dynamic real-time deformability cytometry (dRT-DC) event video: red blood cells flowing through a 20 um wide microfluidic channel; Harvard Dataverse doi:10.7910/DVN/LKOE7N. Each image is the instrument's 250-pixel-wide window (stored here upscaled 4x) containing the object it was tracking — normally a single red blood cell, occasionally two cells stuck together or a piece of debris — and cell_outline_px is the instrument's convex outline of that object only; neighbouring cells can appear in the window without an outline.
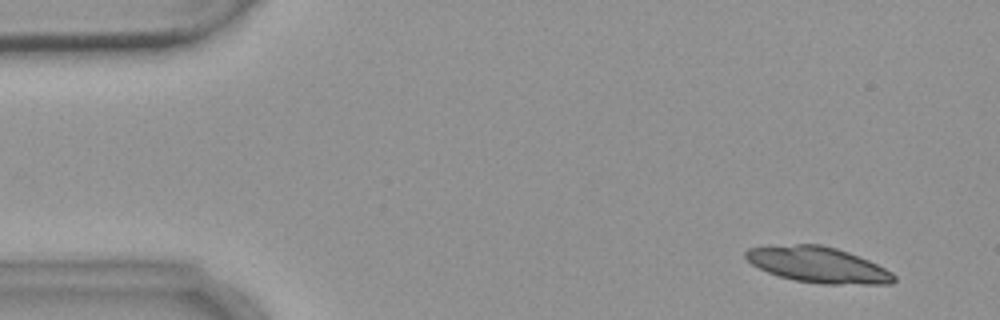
{"species": "common noctule bat (a hibernating species)", "species_latin": "Nyctalus noctula", "temperature_condition": "warm", "stored_images_in_passage": 7, "camera_frame_rate_fps": 3000, "um_per_image_px": 0.085, "animal": {"sex": "female", "body_mass_g": 18.4}, "frame": {"image": 1, "passage_image": 1, "time_ms": 0.0, "image_size_px": [1000, 320], "cell_outline_px": [[896, 280], [892, 284], [824, 284], [792, 280], [768, 272], [752, 264], [744, 256], [744, 252], [748, 248], [796, 244], [820, 244], [836, 248], [848, 252], [868, 260], [892, 272], [896, 276]], "centroid_in_image_um": [69.55, 22.51], "position_along_channel_um": 15.4, "area_um2": 30.75}}
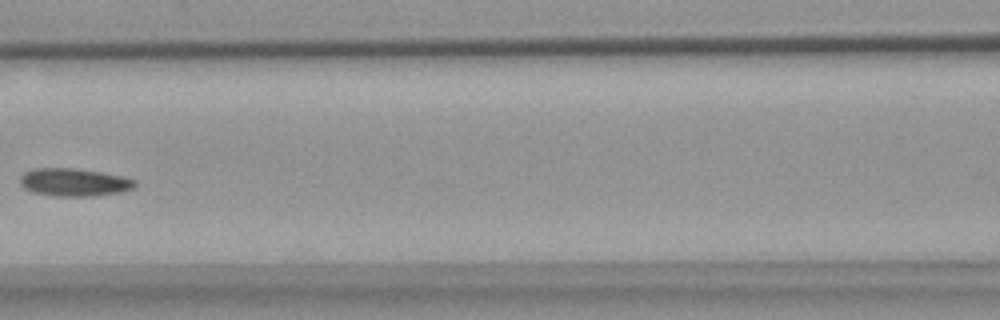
{"frame": {"image": 2, "passage_image": 6, "time_ms": 7.0, "image_size_px": [1000, 320], "cell_outline_px": [[136, 184], [132, 188], [120, 192], [96, 196], [52, 196], [32, 192], [24, 188], [20, 184], [20, 176], [24, 172], [32, 168], [72, 168], [100, 172], [124, 176], [136, 180]], "centroid_in_image_um": [6.27, 15.49], "position_along_channel_um": 160.3, "area_um2": 18.79}}
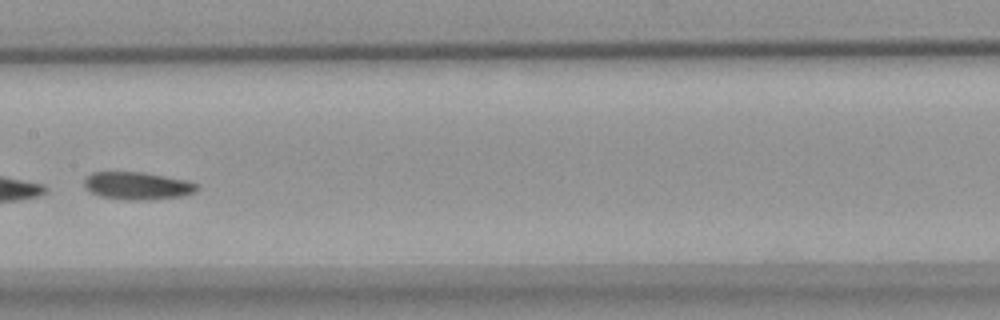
{"frame": {"image": 3, "passage_image": 7, "time_ms": 8.0, "image_size_px": [1000, 320], "cell_outline_px": [[200, 188], [196, 192], [184, 196], [148, 200], [124, 200], [100, 196], [84, 188], [84, 180], [92, 172], [140, 172], [188, 180], [200, 184]], "centroid_in_image_um": [11.74, 15.8], "position_along_channel_um": 195.7, "area_um2": 18.38}}